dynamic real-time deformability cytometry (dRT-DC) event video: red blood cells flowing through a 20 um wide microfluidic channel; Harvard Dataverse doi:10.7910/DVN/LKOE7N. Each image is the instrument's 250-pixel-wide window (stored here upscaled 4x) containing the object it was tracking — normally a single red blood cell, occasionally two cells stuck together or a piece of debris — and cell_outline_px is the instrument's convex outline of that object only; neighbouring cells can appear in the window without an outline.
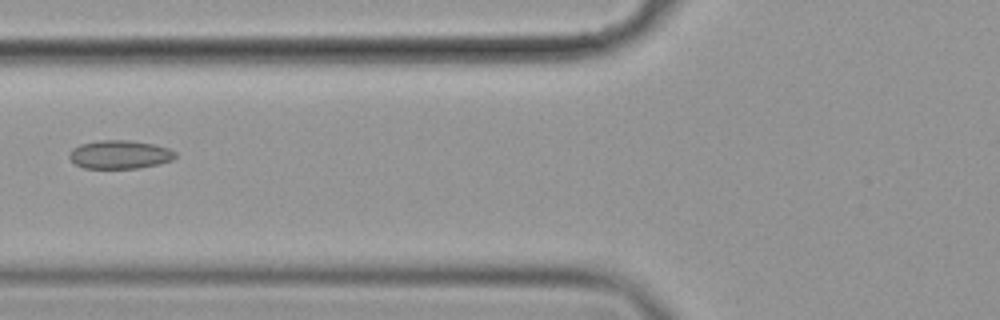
{"species": "common noctule bat (a hibernating species)", "species_latin": "Nyctalus noctula", "temperature_condition": "cold", "stored_images_in_passage": 7, "camera_frame_rate_fps": 3000, "um_per_image_px": 0.085, "animal": {"sex": "female", "body_mass_g": 19.9}, "frame": {"image": 1, "passage_image": 7, "time_ms": 2.0, "image_size_px": [1000, 320], "cell_outline_px": [[176, 156], [172, 160], [160, 164], [136, 168], [84, 168], [76, 164], [68, 156], [72, 148], [80, 144], [100, 140], [128, 140], [152, 144], [168, 148], [176, 152]], "centroid_in_image_um": [10.18, 13.13], "position_along_channel_um": 115.6, "area_um2": 17.51}}